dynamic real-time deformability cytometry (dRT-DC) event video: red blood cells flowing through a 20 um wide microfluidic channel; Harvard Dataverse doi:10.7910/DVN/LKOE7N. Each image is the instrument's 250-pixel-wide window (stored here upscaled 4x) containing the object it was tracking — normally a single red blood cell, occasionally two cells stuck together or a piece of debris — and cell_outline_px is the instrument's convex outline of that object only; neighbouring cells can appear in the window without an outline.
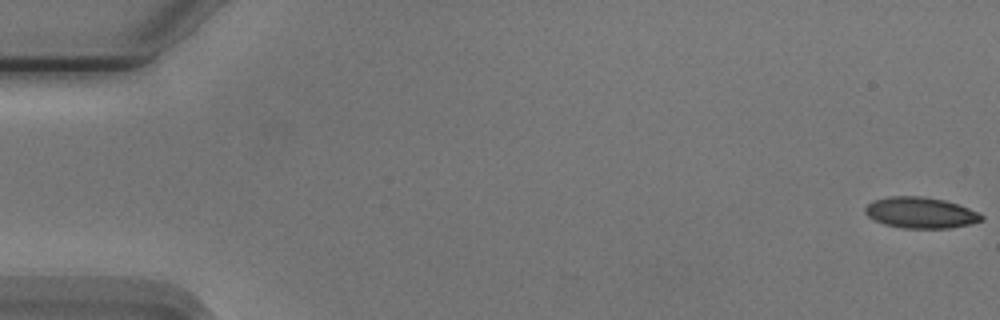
{"species": "Egyptian fruit bat (a non-hibernating species)", "species_latin": "Rousettus aegyptiacus", "temperature_condition": "cold", "stored_images_in_passage": 55, "camera_frame_rate_fps": 3000, "um_per_image_px": 0.085, "animal": {"sex": "male"}, "frame": {"image": 1, "passage_image": 1, "time_ms": 0.0, "image_size_px": [1000, 320], "cell_outline_px": [[984, 220], [968, 224], [948, 228], [904, 228], [884, 224], [868, 216], [864, 212], [864, 208], [868, 204], [876, 200], [888, 196], [924, 196], [944, 200], [968, 208], [984, 216]], "centroid_in_image_um": [78.24, 18.07], "position_along_channel_um": 6.8, "area_um2": 20.81}}
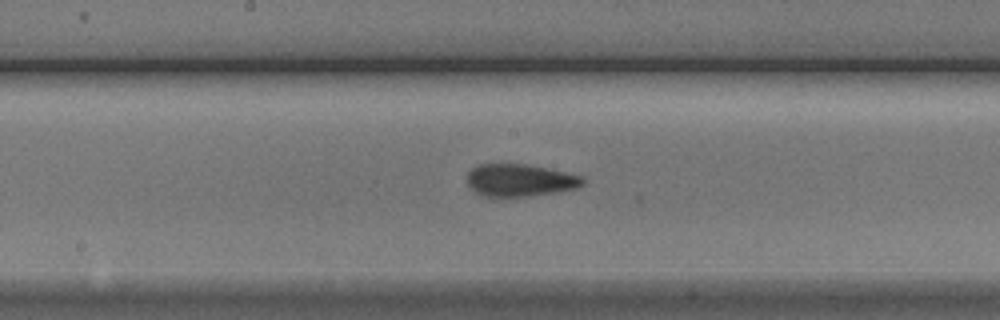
{"frame": {"image": 2, "passage_image": 29, "time_ms": 9.333, "image_size_px": [1000, 320], "cell_outline_px": [[584, 184], [576, 188], [556, 192], [528, 196], [480, 196], [468, 184], [468, 172], [476, 164], [528, 164], [564, 172], [580, 176], [584, 180]], "centroid_in_image_um": [44.17, 15.31], "position_along_channel_um": 204.0, "area_um2": 21.62}}
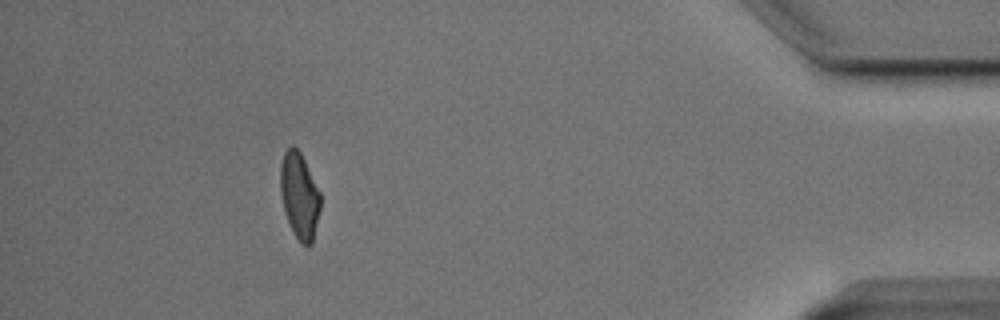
{"frame": {"image": 3, "passage_image": 50, "time_ms": 16.333, "image_size_px": [1000, 320], "cell_outline_px": [[320, 208], [312, 244], [300, 244], [292, 232], [284, 212], [280, 192], [280, 164], [284, 152], [292, 144], [300, 152], [320, 192]], "centroid_in_image_um": [25.43, 16.64], "position_along_channel_um": 409.8, "area_um2": 20.11}, "authors_computed_cell_mechanics": {"area_um2": 21.386, "velocity_mm_per_s": 3.7511, "shape_relaxation_time_tau1_ms": 3.7367, "shape_relaxation_time_tau2_ms": 1.9003, "deformation_change_tau1": 0.1153, "deformation_change_tau2": 0.0845}}